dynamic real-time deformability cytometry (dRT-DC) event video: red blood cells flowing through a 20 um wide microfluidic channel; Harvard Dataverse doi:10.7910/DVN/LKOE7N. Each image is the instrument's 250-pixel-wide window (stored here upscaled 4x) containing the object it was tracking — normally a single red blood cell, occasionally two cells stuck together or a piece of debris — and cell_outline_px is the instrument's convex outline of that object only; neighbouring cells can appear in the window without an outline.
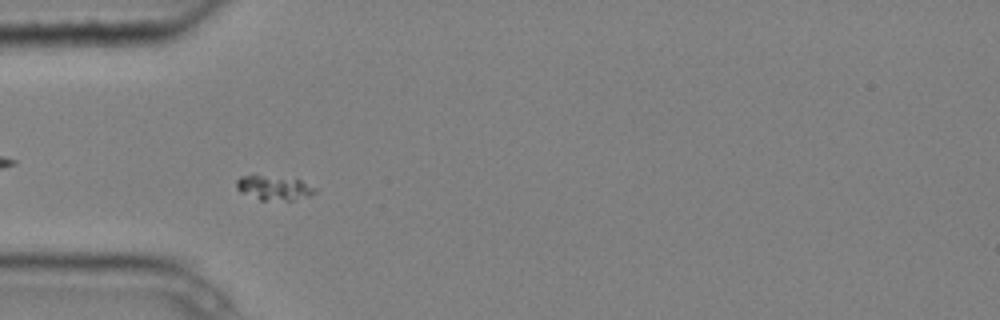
{"species": "common noctule bat (a hibernating species)", "species_latin": "Nyctalus noctula", "temperature_condition": "cold", "stored_images_in_passage": 2, "camera_frame_rate_fps": 3000, "um_per_image_px": 0.085, "animal": {"sex": "male", "body_mass_g": 20.4}, "frame": {"image": 1, "passage_image": 1, "time_ms": 0.0, "image_size_px": [1000, 320], "cell_outline_px": [[316, 192], [308, 196], [296, 200], [260, 200], [240, 192], [236, 188], [236, 180], [240, 176], [260, 176], [300, 180], [316, 188]], "centroid_in_image_um": [23.27, 15.99], "position_along_channel_um": 61.7, "area_um2": 10.92}}
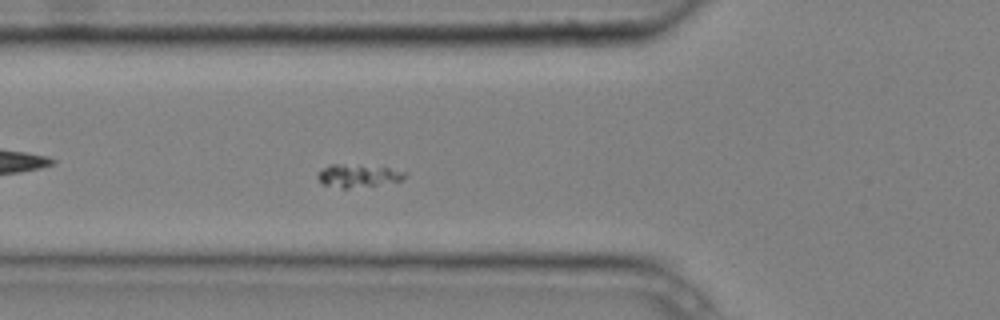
{"frame": {"image": 2, "passage_image": 2, "time_ms": 0.333, "image_size_px": [1000, 320], "cell_outline_px": [[408, 176], [400, 180], [376, 184], [348, 188], [344, 188], [324, 184], [316, 176], [328, 164], [336, 164], [388, 168], [408, 172]], "centroid_in_image_um": [30.44, 14.93], "position_along_channel_um": 95.4, "area_um2": 11.04}}